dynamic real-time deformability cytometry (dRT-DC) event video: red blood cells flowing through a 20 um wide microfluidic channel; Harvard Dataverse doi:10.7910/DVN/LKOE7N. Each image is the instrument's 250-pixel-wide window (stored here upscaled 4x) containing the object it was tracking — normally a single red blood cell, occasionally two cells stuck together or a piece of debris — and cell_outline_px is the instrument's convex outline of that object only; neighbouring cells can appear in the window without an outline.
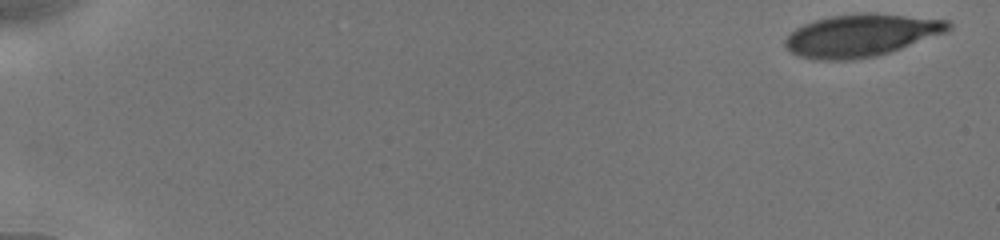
{"species": "human", "species_latin": "Homo sapiens", "temperature_condition": "cold", "stored_images_in_passage": 50, "camera_frame_rate_fps": 3000, "um_per_image_px": 0.085, "donor": {"sex": "male"}, "frame": {"image": 1, "passage_image": 1, "time_ms": 0.0, "image_size_px": [1000, 240], "cell_outline_px": [[952, 28], [948, 32], [892, 52], [876, 56], [852, 60], [816, 60], [800, 56], [792, 52], [784, 44], [784, 40], [796, 28], [812, 20], [832, 16], [860, 12], [876, 12], [952, 20]], "centroid_in_image_um": [73.28, 2.99], "position_along_channel_um": 11.7, "area_um2": 41.04}}
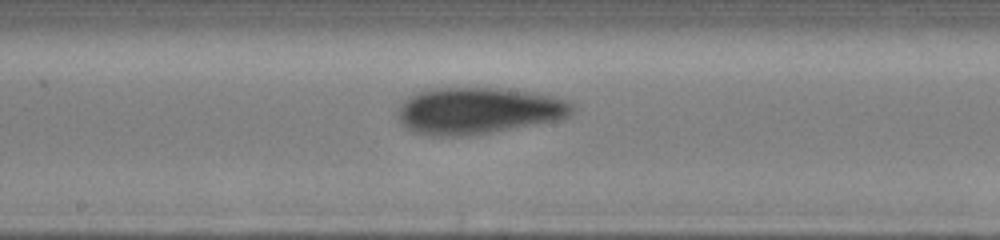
{"frame": {"image": 2, "passage_image": 30, "time_ms": 9.667, "image_size_px": [1000, 240], "cell_outline_px": [[576, 108], [568, 116], [560, 120], [488, 132], [460, 136], [432, 136], [412, 132], [396, 116], [396, 112], [400, 104], [408, 96], [432, 88], [500, 88], [532, 92], [552, 96], [564, 100], [572, 104]], "centroid_in_image_um": [40.62, 9.4], "position_along_channel_um": 207.6, "area_um2": 47.22}}
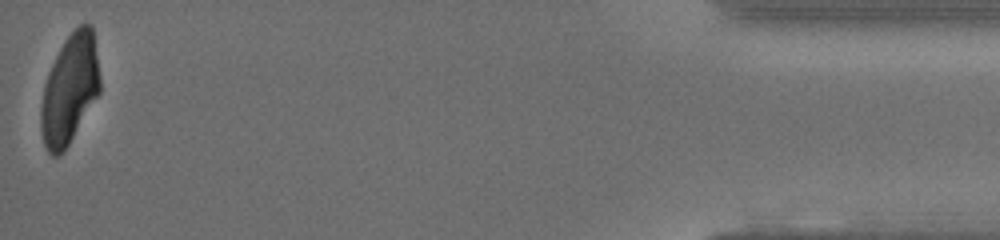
{"frame": {"image": 3, "passage_image": 50, "time_ms": 17.333, "image_size_px": [1000, 240], "cell_outline_px": [[100, 92], [64, 152], [60, 156], [52, 156], [48, 152], [44, 144], [40, 128], [40, 108], [44, 84], [48, 72], [64, 40], [80, 24], [92, 24], [100, 76]], "centroid_in_image_um": [5.91, 7.61], "position_along_channel_um": 429.3, "area_um2": 37.69}, "authors_computed_cell_mechanics": {"area_um2": 43.9858, "velocity_mm_per_s": 3.8894, "shape_relaxation_time_tau1_ms": 3.4219, "shape_relaxation_time_tau2_ms": 3.3921, "deformation_change_tau1": 0.1272, "deformation_change_tau2": 0.1001}}